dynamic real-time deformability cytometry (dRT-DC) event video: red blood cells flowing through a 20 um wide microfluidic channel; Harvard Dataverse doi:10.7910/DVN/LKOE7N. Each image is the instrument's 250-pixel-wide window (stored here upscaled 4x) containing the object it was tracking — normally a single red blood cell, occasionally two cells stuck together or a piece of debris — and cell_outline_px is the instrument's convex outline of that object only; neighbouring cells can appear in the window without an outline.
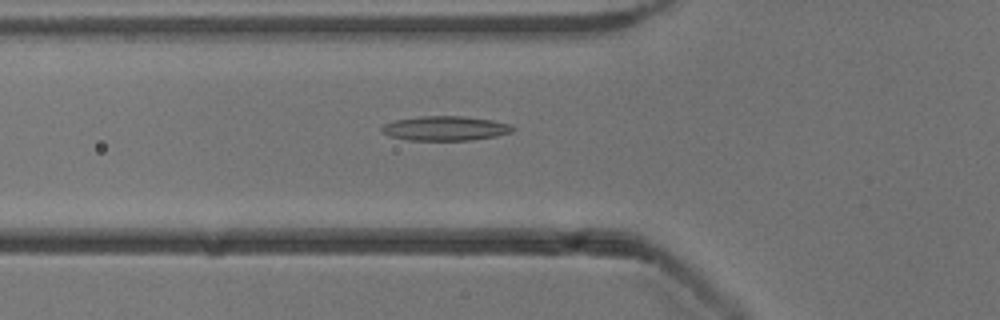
{"species": "common noctule bat (a hibernating species)", "species_latin": "Nyctalus noctula", "temperature_condition": "cold", "stored_images_in_passage": 42, "camera_frame_rate_fps": 3000, "um_per_image_px": 0.085, "animal": {"sex": "male", "body_mass_g": 13.3}, "frame": {"image": 1, "passage_image": 12, "time_ms": 3.667, "image_size_px": [1000, 320], "cell_outline_px": [[516, 128], [512, 132], [496, 136], [472, 140], [408, 140], [392, 136], [384, 132], [380, 128], [384, 124], [396, 120], [420, 116], [464, 116], [492, 120], [508, 124]], "centroid_in_image_um": [37.88, 10.9], "position_along_channel_um": 87.9, "area_um2": 18.55}}
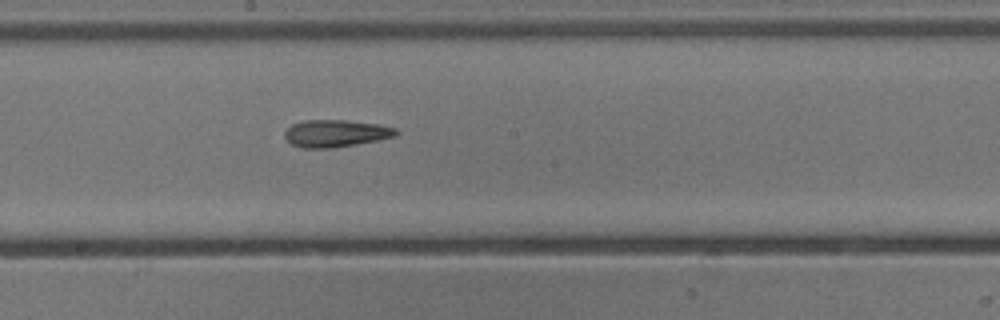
{"frame": {"image": 2, "passage_image": 22, "time_ms": 7.0, "image_size_px": [1000, 320], "cell_outline_px": [[400, 132], [396, 136], [356, 144], [332, 148], [304, 148], [292, 144], [284, 136], [284, 132], [292, 124], [304, 120], [348, 120], [376, 124], [396, 128]], "centroid_in_image_um": [28.54, 11.33], "position_along_channel_um": 219.7, "area_um2": 17.57}}
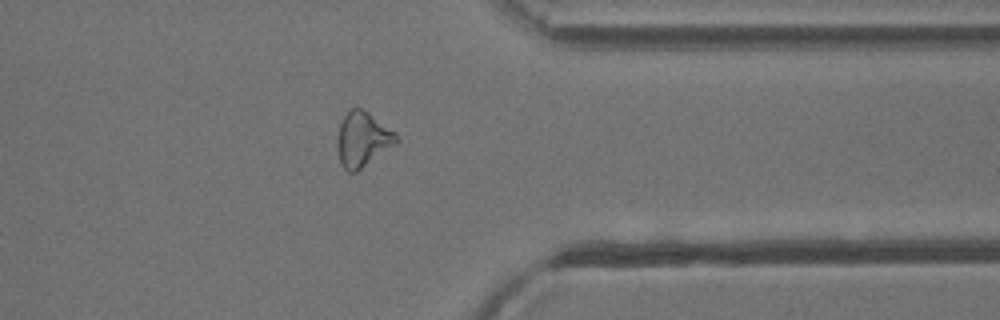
{"frame": {"image": 3, "passage_image": 35, "time_ms": 11.333, "image_size_px": [1000, 320], "cell_outline_px": [[396, 140], [356, 172], [348, 172], [340, 164], [336, 144], [336, 136], [340, 124], [344, 116], [352, 108], [360, 108], [368, 112], [396, 132]], "centroid_in_image_um": [30.73, 11.82], "position_along_channel_um": 380.7, "area_um2": 18.21}, "authors_computed_cell_mechanics": {"area_um2": 17.8024, "velocity_mm_per_s": 3.9274, "shape_relaxation_time_tau1_ms": null, "shape_relaxation_time_tau2_ms": 5.1216, "deformation_change_tau1": null, "deformation_change_tau2": 0.1722}}